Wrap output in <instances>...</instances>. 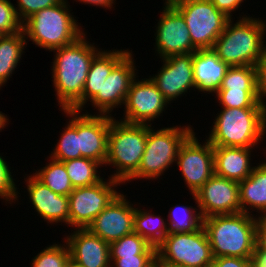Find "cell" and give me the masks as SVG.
<instances>
[{
	"mask_svg": "<svg viewBox=\"0 0 266 267\" xmlns=\"http://www.w3.org/2000/svg\"><path fill=\"white\" fill-rule=\"evenodd\" d=\"M161 11L154 33L155 53L159 58L195 52L197 49L192 45L183 16L167 0Z\"/></svg>",
	"mask_w": 266,
	"mask_h": 267,
	"instance_id": "obj_13",
	"label": "cell"
},
{
	"mask_svg": "<svg viewBox=\"0 0 266 267\" xmlns=\"http://www.w3.org/2000/svg\"><path fill=\"white\" fill-rule=\"evenodd\" d=\"M76 2L78 1L79 4L82 3V4H89L88 6H98L99 8H104V9H110L112 10V8H114L113 6L115 5L116 3V0H75ZM114 4V5H113Z\"/></svg>",
	"mask_w": 266,
	"mask_h": 267,
	"instance_id": "obj_43",
	"label": "cell"
},
{
	"mask_svg": "<svg viewBox=\"0 0 266 267\" xmlns=\"http://www.w3.org/2000/svg\"><path fill=\"white\" fill-rule=\"evenodd\" d=\"M68 267H77V266H75L73 263H70V264L68 265Z\"/></svg>",
	"mask_w": 266,
	"mask_h": 267,
	"instance_id": "obj_46",
	"label": "cell"
},
{
	"mask_svg": "<svg viewBox=\"0 0 266 267\" xmlns=\"http://www.w3.org/2000/svg\"><path fill=\"white\" fill-rule=\"evenodd\" d=\"M253 264L256 267H266V252H256Z\"/></svg>",
	"mask_w": 266,
	"mask_h": 267,
	"instance_id": "obj_44",
	"label": "cell"
},
{
	"mask_svg": "<svg viewBox=\"0 0 266 267\" xmlns=\"http://www.w3.org/2000/svg\"><path fill=\"white\" fill-rule=\"evenodd\" d=\"M0 154V199H2L6 205L7 204H15L19 202V192L17 191V185L15 184L16 179L12 174L13 170H11V166H9L8 162L5 160L3 156ZM17 200V201H16Z\"/></svg>",
	"mask_w": 266,
	"mask_h": 267,
	"instance_id": "obj_35",
	"label": "cell"
},
{
	"mask_svg": "<svg viewBox=\"0 0 266 267\" xmlns=\"http://www.w3.org/2000/svg\"><path fill=\"white\" fill-rule=\"evenodd\" d=\"M46 165L35 170L32 174L58 195L69 196L73 191V185L68 176L63 162L48 158Z\"/></svg>",
	"mask_w": 266,
	"mask_h": 267,
	"instance_id": "obj_29",
	"label": "cell"
},
{
	"mask_svg": "<svg viewBox=\"0 0 266 267\" xmlns=\"http://www.w3.org/2000/svg\"><path fill=\"white\" fill-rule=\"evenodd\" d=\"M214 174L241 182L250 176L255 165L251 163V152L243 147H213Z\"/></svg>",
	"mask_w": 266,
	"mask_h": 267,
	"instance_id": "obj_22",
	"label": "cell"
},
{
	"mask_svg": "<svg viewBox=\"0 0 266 267\" xmlns=\"http://www.w3.org/2000/svg\"><path fill=\"white\" fill-rule=\"evenodd\" d=\"M257 91L260 102L266 107V49L255 65Z\"/></svg>",
	"mask_w": 266,
	"mask_h": 267,
	"instance_id": "obj_39",
	"label": "cell"
},
{
	"mask_svg": "<svg viewBox=\"0 0 266 267\" xmlns=\"http://www.w3.org/2000/svg\"><path fill=\"white\" fill-rule=\"evenodd\" d=\"M219 89L257 90L255 66L229 67Z\"/></svg>",
	"mask_w": 266,
	"mask_h": 267,
	"instance_id": "obj_32",
	"label": "cell"
},
{
	"mask_svg": "<svg viewBox=\"0 0 266 267\" xmlns=\"http://www.w3.org/2000/svg\"><path fill=\"white\" fill-rule=\"evenodd\" d=\"M204 218L241 212L239 183L214 174L195 194Z\"/></svg>",
	"mask_w": 266,
	"mask_h": 267,
	"instance_id": "obj_17",
	"label": "cell"
},
{
	"mask_svg": "<svg viewBox=\"0 0 266 267\" xmlns=\"http://www.w3.org/2000/svg\"><path fill=\"white\" fill-rule=\"evenodd\" d=\"M221 108L206 136L213 147L258 148L266 135V107Z\"/></svg>",
	"mask_w": 266,
	"mask_h": 267,
	"instance_id": "obj_3",
	"label": "cell"
},
{
	"mask_svg": "<svg viewBox=\"0 0 266 267\" xmlns=\"http://www.w3.org/2000/svg\"><path fill=\"white\" fill-rule=\"evenodd\" d=\"M192 125L169 126L154 129L148 125L146 147L138 170L126 181L147 179L153 180L164 175L176 163L181 145L194 132ZM130 181V182H129Z\"/></svg>",
	"mask_w": 266,
	"mask_h": 267,
	"instance_id": "obj_7",
	"label": "cell"
},
{
	"mask_svg": "<svg viewBox=\"0 0 266 267\" xmlns=\"http://www.w3.org/2000/svg\"><path fill=\"white\" fill-rule=\"evenodd\" d=\"M213 5L221 12H223L228 18L232 19V12L238 11L239 7L241 8V4L244 5V0H210ZM246 1V0H245ZM233 16V17H232Z\"/></svg>",
	"mask_w": 266,
	"mask_h": 267,
	"instance_id": "obj_41",
	"label": "cell"
},
{
	"mask_svg": "<svg viewBox=\"0 0 266 267\" xmlns=\"http://www.w3.org/2000/svg\"><path fill=\"white\" fill-rule=\"evenodd\" d=\"M256 165L250 176L239 182L240 207L243 213L266 216V160ZM255 211L260 215L253 214Z\"/></svg>",
	"mask_w": 266,
	"mask_h": 267,
	"instance_id": "obj_24",
	"label": "cell"
},
{
	"mask_svg": "<svg viewBox=\"0 0 266 267\" xmlns=\"http://www.w3.org/2000/svg\"><path fill=\"white\" fill-rule=\"evenodd\" d=\"M228 68L212 49L196 50L193 52L195 89L214 96Z\"/></svg>",
	"mask_w": 266,
	"mask_h": 267,
	"instance_id": "obj_21",
	"label": "cell"
},
{
	"mask_svg": "<svg viewBox=\"0 0 266 267\" xmlns=\"http://www.w3.org/2000/svg\"><path fill=\"white\" fill-rule=\"evenodd\" d=\"M194 199L196 207L194 205H171L167 216V225L169 232L181 233V232H195L203 225V217L201 215L197 198L195 194H191ZM198 208V209H197Z\"/></svg>",
	"mask_w": 266,
	"mask_h": 267,
	"instance_id": "obj_28",
	"label": "cell"
},
{
	"mask_svg": "<svg viewBox=\"0 0 266 267\" xmlns=\"http://www.w3.org/2000/svg\"><path fill=\"white\" fill-rule=\"evenodd\" d=\"M62 240L70 251L71 263L77 267H111L110 244L88 229H71Z\"/></svg>",
	"mask_w": 266,
	"mask_h": 267,
	"instance_id": "obj_19",
	"label": "cell"
},
{
	"mask_svg": "<svg viewBox=\"0 0 266 267\" xmlns=\"http://www.w3.org/2000/svg\"><path fill=\"white\" fill-rule=\"evenodd\" d=\"M24 181L27 184L29 203L36 210L37 216L51 226L64 223L69 226V197L58 195L39 181L33 174H28Z\"/></svg>",
	"mask_w": 266,
	"mask_h": 267,
	"instance_id": "obj_20",
	"label": "cell"
},
{
	"mask_svg": "<svg viewBox=\"0 0 266 267\" xmlns=\"http://www.w3.org/2000/svg\"><path fill=\"white\" fill-rule=\"evenodd\" d=\"M214 94L221 107H265L259 100L257 90L218 89Z\"/></svg>",
	"mask_w": 266,
	"mask_h": 267,
	"instance_id": "obj_33",
	"label": "cell"
},
{
	"mask_svg": "<svg viewBox=\"0 0 266 267\" xmlns=\"http://www.w3.org/2000/svg\"><path fill=\"white\" fill-rule=\"evenodd\" d=\"M132 50L112 69L102 85V94L90 102L98 115L111 116L113 110L124 106L132 81L138 76ZM135 62V63H134Z\"/></svg>",
	"mask_w": 266,
	"mask_h": 267,
	"instance_id": "obj_14",
	"label": "cell"
},
{
	"mask_svg": "<svg viewBox=\"0 0 266 267\" xmlns=\"http://www.w3.org/2000/svg\"><path fill=\"white\" fill-rule=\"evenodd\" d=\"M193 132L181 145L176 164L184 183L191 194L197 191L214 175L213 145L205 138L200 144Z\"/></svg>",
	"mask_w": 266,
	"mask_h": 267,
	"instance_id": "obj_11",
	"label": "cell"
},
{
	"mask_svg": "<svg viewBox=\"0 0 266 267\" xmlns=\"http://www.w3.org/2000/svg\"><path fill=\"white\" fill-rule=\"evenodd\" d=\"M128 49L101 50L94 56L82 93V110L97 94H102V85L112 69L130 52Z\"/></svg>",
	"mask_w": 266,
	"mask_h": 267,
	"instance_id": "obj_23",
	"label": "cell"
},
{
	"mask_svg": "<svg viewBox=\"0 0 266 267\" xmlns=\"http://www.w3.org/2000/svg\"><path fill=\"white\" fill-rule=\"evenodd\" d=\"M73 188H80L99 183L104 177L98 172L103 166L89 158L71 159L63 162Z\"/></svg>",
	"mask_w": 266,
	"mask_h": 267,
	"instance_id": "obj_30",
	"label": "cell"
},
{
	"mask_svg": "<svg viewBox=\"0 0 266 267\" xmlns=\"http://www.w3.org/2000/svg\"><path fill=\"white\" fill-rule=\"evenodd\" d=\"M156 256L157 267H206L213 261L203 226L195 232H169L156 248Z\"/></svg>",
	"mask_w": 266,
	"mask_h": 267,
	"instance_id": "obj_8",
	"label": "cell"
},
{
	"mask_svg": "<svg viewBox=\"0 0 266 267\" xmlns=\"http://www.w3.org/2000/svg\"><path fill=\"white\" fill-rule=\"evenodd\" d=\"M110 262L111 267H157V256H110Z\"/></svg>",
	"mask_w": 266,
	"mask_h": 267,
	"instance_id": "obj_38",
	"label": "cell"
},
{
	"mask_svg": "<svg viewBox=\"0 0 266 267\" xmlns=\"http://www.w3.org/2000/svg\"><path fill=\"white\" fill-rule=\"evenodd\" d=\"M68 0L44 8L22 23L27 42L51 52L54 49L74 43L85 32L81 23L71 12Z\"/></svg>",
	"mask_w": 266,
	"mask_h": 267,
	"instance_id": "obj_5",
	"label": "cell"
},
{
	"mask_svg": "<svg viewBox=\"0 0 266 267\" xmlns=\"http://www.w3.org/2000/svg\"><path fill=\"white\" fill-rule=\"evenodd\" d=\"M241 16L239 13L235 23L233 18L228 20L212 48L229 67L255 66L266 49V21Z\"/></svg>",
	"mask_w": 266,
	"mask_h": 267,
	"instance_id": "obj_2",
	"label": "cell"
},
{
	"mask_svg": "<svg viewBox=\"0 0 266 267\" xmlns=\"http://www.w3.org/2000/svg\"><path fill=\"white\" fill-rule=\"evenodd\" d=\"M108 178H103L94 185L74 188L69 194V226L71 228L87 229L94 218L120 193L117 187L123 184L118 180Z\"/></svg>",
	"mask_w": 266,
	"mask_h": 267,
	"instance_id": "obj_10",
	"label": "cell"
},
{
	"mask_svg": "<svg viewBox=\"0 0 266 267\" xmlns=\"http://www.w3.org/2000/svg\"><path fill=\"white\" fill-rule=\"evenodd\" d=\"M138 77L140 76L131 83L124 102L123 118L119 120L152 125L151 122L163 116V112L170 104L150 77L142 79Z\"/></svg>",
	"mask_w": 266,
	"mask_h": 267,
	"instance_id": "obj_12",
	"label": "cell"
},
{
	"mask_svg": "<svg viewBox=\"0 0 266 267\" xmlns=\"http://www.w3.org/2000/svg\"><path fill=\"white\" fill-rule=\"evenodd\" d=\"M184 18L192 45L197 50L212 49L230 18L210 0H167Z\"/></svg>",
	"mask_w": 266,
	"mask_h": 267,
	"instance_id": "obj_9",
	"label": "cell"
},
{
	"mask_svg": "<svg viewBox=\"0 0 266 267\" xmlns=\"http://www.w3.org/2000/svg\"><path fill=\"white\" fill-rule=\"evenodd\" d=\"M134 215L135 204L120 192L87 229L111 244L134 232Z\"/></svg>",
	"mask_w": 266,
	"mask_h": 267,
	"instance_id": "obj_16",
	"label": "cell"
},
{
	"mask_svg": "<svg viewBox=\"0 0 266 267\" xmlns=\"http://www.w3.org/2000/svg\"><path fill=\"white\" fill-rule=\"evenodd\" d=\"M86 32L74 43L52 50L51 80L59 109L82 111V93L94 56L101 50Z\"/></svg>",
	"mask_w": 266,
	"mask_h": 267,
	"instance_id": "obj_1",
	"label": "cell"
},
{
	"mask_svg": "<svg viewBox=\"0 0 266 267\" xmlns=\"http://www.w3.org/2000/svg\"><path fill=\"white\" fill-rule=\"evenodd\" d=\"M133 255H156V248L134 232L110 244V256Z\"/></svg>",
	"mask_w": 266,
	"mask_h": 267,
	"instance_id": "obj_31",
	"label": "cell"
},
{
	"mask_svg": "<svg viewBox=\"0 0 266 267\" xmlns=\"http://www.w3.org/2000/svg\"><path fill=\"white\" fill-rule=\"evenodd\" d=\"M256 220L257 216L243 212L204 218L202 226L207 234L213 258H255Z\"/></svg>",
	"mask_w": 266,
	"mask_h": 267,
	"instance_id": "obj_4",
	"label": "cell"
},
{
	"mask_svg": "<svg viewBox=\"0 0 266 267\" xmlns=\"http://www.w3.org/2000/svg\"><path fill=\"white\" fill-rule=\"evenodd\" d=\"M256 252H266V216H257Z\"/></svg>",
	"mask_w": 266,
	"mask_h": 267,
	"instance_id": "obj_42",
	"label": "cell"
},
{
	"mask_svg": "<svg viewBox=\"0 0 266 267\" xmlns=\"http://www.w3.org/2000/svg\"><path fill=\"white\" fill-rule=\"evenodd\" d=\"M22 31L15 6L11 0H0V33L13 34Z\"/></svg>",
	"mask_w": 266,
	"mask_h": 267,
	"instance_id": "obj_36",
	"label": "cell"
},
{
	"mask_svg": "<svg viewBox=\"0 0 266 267\" xmlns=\"http://www.w3.org/2000/svg\"><path fill=\"white\" fill-rule=\"evenodd\" d=\"M71 263L68 245L56 242L45 246L32 260L31 267H68Z\"/></svg>",
	"mask_w": 266,
	"mask_h": 267,
	"instance_id": "obj_34",
	"label": "cell"
},
{
	"mask_svg": "<svg viewBox=\"0 0 266 267\" xmlns=\"http://www.w3.org/2000/svg\"><path fill=\"white\" fill-rule=\"evenodd\" d=\"M147 124L127 123L111 116L104 166L114 167L110 178L123 185L138 170L146 147Z\"/></svg>",
	"mask_w": 266,
	"mask_h": 267,
	"instance_id": "obj_6",
	"label": "cell"
},
{
	"mask_svg": "<svg viewBox=\"0 0 266 267\" xmlns=\"http://www.w3.org/2000/svg\"><path fill=\"white\" fill-rule=\"evenodd\" d=\"M137 204H135L134 233H137L151 246L157 248L169 234L167 219L152 214L148 209H141L140 203Z\"/></svg>",
	"mask_w": 266,
	"mask_h": 267,
	"instance_id": "obj_26",
	"label": "cell"
},
{
	"mask_svg": "<svg viewBox=\"0 0 266 267\" xmlns=\"http://www.w3.org/2000/svg\"><path fill=\"white\" fill-rule=\"evenodd\" d=\"M27 40L24 31L0 36V86L7 83L23 57Z\"/></svg>",
	"mask_w": 266,
	"mask_h": 267,
	"instance_id": "obj_25",
	"label": "cell"
},
{
	"mask_svg": "<svg viewBox=\"0 0 266 267\" xmlns=\"http://www.w3.org/2000/svg\"><path fill=\"white\" fill-rule=\"evenodd\" d=\"M61 111L69 118V121H66L67 124L49 157L60 162L82 158L79 151L78 111L71 109H62Z\"/></svg>",
	"mask_w": 266,
	"mask_h": 267,
	"instance_id": "obj_27",
	"label": "cell"
},
{
	"mask_svg": "<svg viewBox=\"0 0 266 267\" xmlns=\"http://www.w3.org/2000/svg\"><path fill=\"white\" fill-rule=\"evenodd\" d=\"M110 124L109 115H92L87 111H78L79 151L83 158L92 159L103 167L108 152Z\"/></svg>",
	"mask_w": 266,
	"mask_h": 267,
	"instance_id": "obj_18",
	"label": "cell"
},
{
	"mask_svg": "<svg viewBox=\"0 0 266 267\" xmlns=\"http://www.w3.org/2000/svg\"><path fill=\"white\" fill-rule=\"evenodd\" d=\"M60 1L61 0H17V5L14 6L19 20L23 23L34 13L44 8L52 7Z\"/></svg>",
	"mask_w": 266,
	"mask_h": 267,
	"instance_id": "obj_37",
	"label": "cell"
},
{
	"mask_svg": "<svg viewBox=\"0 0 266 267\" xmlns=\"http://www.w3.org/2000/svg\"><path fill=\"white\" fill-rule=\"evenodd\" d=\"M161 61L163 65L160 70L149 77L169 104L184 94L186 96L189 90L197 91L193 75V53L171 55Z\"/></svg>",
	"mask_w": 266,
	"mask_h": 267,
	"instance_id": "obj_15",
	"label": "cell"
},
{
	"mask_svg": "<svg viewBox=\"0 0 266 267\" xmlns=\"http://www.w3.org/2000/svg\"><path fill=\"white\" fill-rule=\"evenodd\" d=\"M254 258H241L233 256H222L213 258V261L206 267H251Z\"/></svg>",
	"mask_w": 266,
	"mask_h": 267,
	"instance_id": "obj_40",
	"label": "cell"
},
{
	"mask_svg": "<svg viewBox=\"0 0 266 267\" xmlns=\"http://www.w3.org/2000/svg\"><path fill=\"white\" fill-rule=\"evenodd\" d=\"M9 121L10 120L7 115L0 111V132H2V130L7 127Z\"/></svg>",
	"mask_w": 266,
	"mask_h": 267,
	"instance_id": "obj_45",
	"label": "cell"
}]
</instances>
